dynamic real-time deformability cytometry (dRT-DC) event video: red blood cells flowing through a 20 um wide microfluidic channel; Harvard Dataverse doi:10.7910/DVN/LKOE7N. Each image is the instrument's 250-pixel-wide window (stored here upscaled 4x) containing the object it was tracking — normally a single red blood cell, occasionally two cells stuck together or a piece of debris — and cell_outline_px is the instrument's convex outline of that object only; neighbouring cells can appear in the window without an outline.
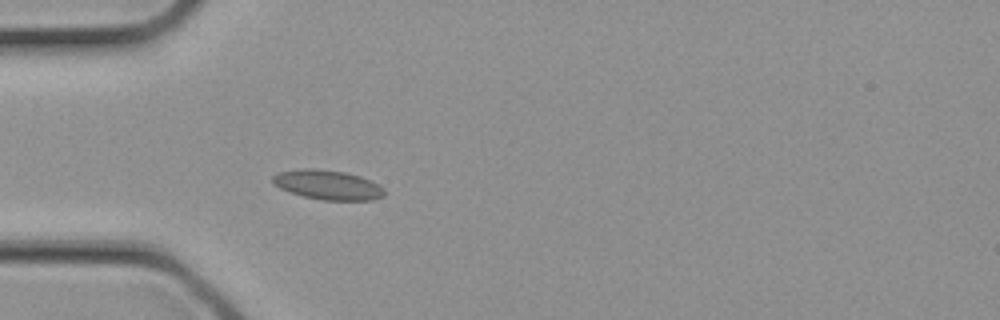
{"species": "common noctule bat (a hibernating species)", "species_latin": "Nyctalus noctula", "temperature_condition": "cold", "stored_images_in_passage": 3, "camera_frame_rate_fps": 3000, "um_per_image_px": 0.085, "animal": {"sex": "female", "body_mass_g": 21.9}, "frame": {"image": 1, "passage_image": 3, "time_ms": 0.667, "image_size_px": [1000, 320], "cell_outline_px": [[388, 192], [384, 196], [372, 200], [320, 200], [304, 196], [280, 188], [272, 184], [272, 176], [280, 172], [300, 168], [316, 168], [344, 172], [360, 176], [384, 188]], "centroid_in_image_um": [27.86, 15.71], "position_along_channel_um": 57.1, "area_um2": 19.25}}